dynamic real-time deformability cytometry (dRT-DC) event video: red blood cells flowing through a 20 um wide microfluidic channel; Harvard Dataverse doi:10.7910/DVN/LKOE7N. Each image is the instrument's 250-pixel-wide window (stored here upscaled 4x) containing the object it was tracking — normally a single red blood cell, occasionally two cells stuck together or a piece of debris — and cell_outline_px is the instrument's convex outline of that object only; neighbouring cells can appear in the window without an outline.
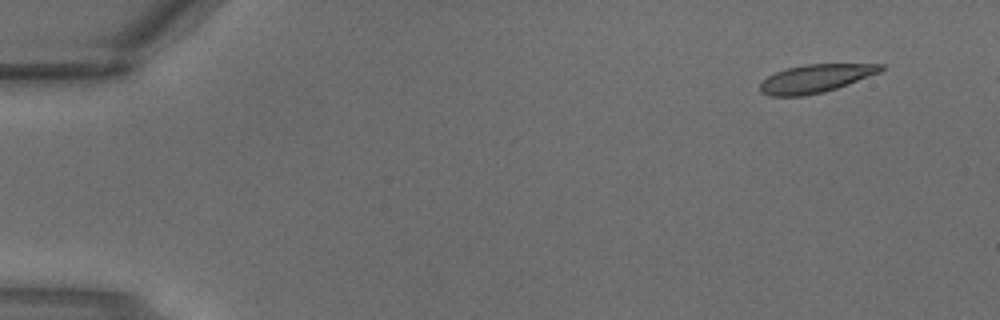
{"species": "common noctule bat (a hibernating species)", "species_latin": "Nyctalus noctula", "temperature_condition": "warm", "stored_images_in_passage": 3, "camera_frame_rate_fps": 3000, "um_per_image_px": 0.085, "animal": {"sex": "male", "body_mass_g": 18.8}, "frame": {"image": 1, "passage_image": 1, "time_ms": 0.0, "image_size_px": [1000, 320], "cell_outline_px": [[884, 68], [880, 72], [848, 84], [824, 92], [804, 96], [772, 96], [760, 92], [760, 84], [768, 76], [776, 72], [788, 68], [804, 64], [884, 64]], "centroid_in_image_um": [69.32, 6.67], "position_along_channel_um": 15.7, "area_um2": 19.65}}